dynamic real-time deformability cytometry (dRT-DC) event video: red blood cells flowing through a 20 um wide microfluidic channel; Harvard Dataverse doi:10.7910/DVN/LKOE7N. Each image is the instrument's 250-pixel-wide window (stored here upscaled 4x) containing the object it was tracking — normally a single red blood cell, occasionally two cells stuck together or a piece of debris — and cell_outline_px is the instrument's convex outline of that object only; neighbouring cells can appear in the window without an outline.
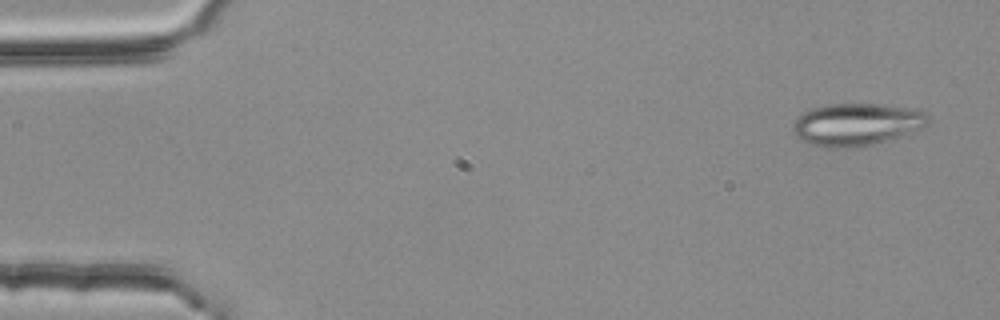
{"species": "common noctule bat (a hibernating species)", "species_latin": "Nyctalus noctula", "temperature_condition": "room temperature", "stored_images_in_passage": 49, "camera_frame_rate_fps": 3000, "um_per_image_px": 0.085, "animal": {"sex": "female", "body_mass_g": 25.1}, "frame": {"image": 1, "passage_image": 2, "time_ms": 0.333, "image_size_px": [1000, 320], "cell_outline_px": [[928, 124], [924, 128], [872, 144], [848, 148], [828, 148], [812, 144], [800, 140], [796, 136], [792, 128], [792, 124], [800, 112], [812, 108], [832, 104], [884, 104], [920, 108], [928, 112]], "centroid_in_image_um": [72.83, 10.55], "position_along_channel_um": 12.2, "area_um2": 33.76}}
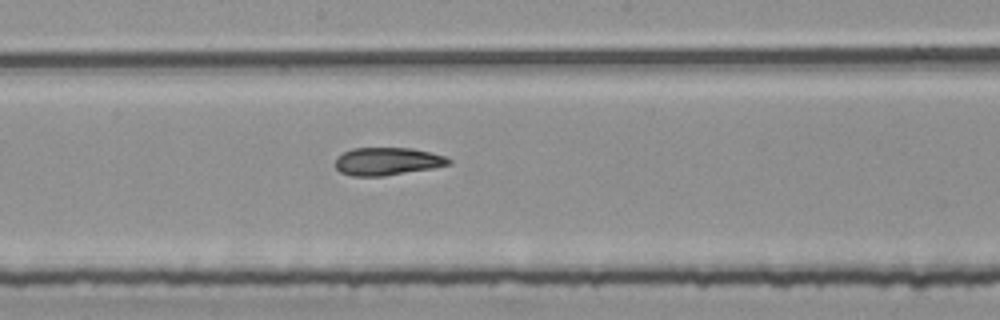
{"frame": {"image": 2, "passage_image": 28, "time_ms": 9.0, "image_size_px": [1000, 320], "cell_outline_px": [[452, 164], [432, 168], [384, 176], [352, 176], [340, 172], [336, 168], [336, 156], [352, 148], [412, 148], [444, 156], [452, 160]], "centroid_in_image_um": [32.91, 13.72], "position_along_channel_um": 215.3, "area_um2": 18.32}}
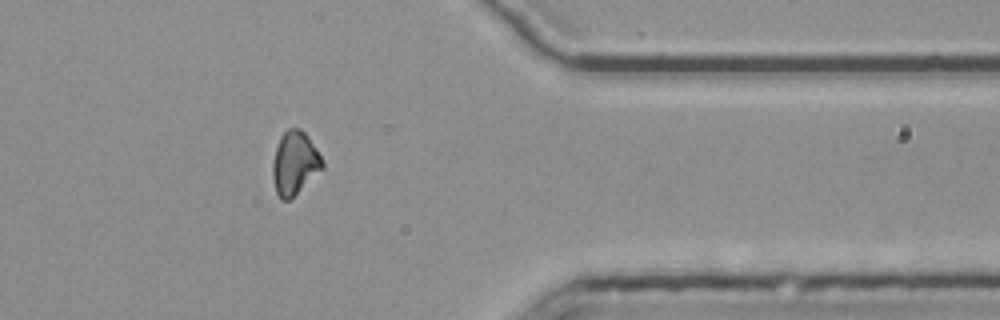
{"frame": {"image": 3, "passage_image": 43, "time_ms": 14.0, "image_size_px": [1000, 320], "cell_outline_px": [[324, 168], [288, 200], [280, 200], [276, 192], [272, 176], [272, 164], [276, 148], [280, 136], [288, 128], [300, 128], [304, 132], [320, 156], [324, 164]], "centroid_in_image_um": [25.02, 13.87], "position_along_channel_um": 386.4, "area_um2": 18.03}, "authors_computed_cell_mechanics": {"area_um2": 19.074, "velocity_mm_per_s": 3.7854, "shape_relaxation_time_tau1_ms": null, "shape_relaxation_time_tau2_ms": 3.4469, "deformation_change_tau1": null, "deformation_change_tau2": 0.114}}